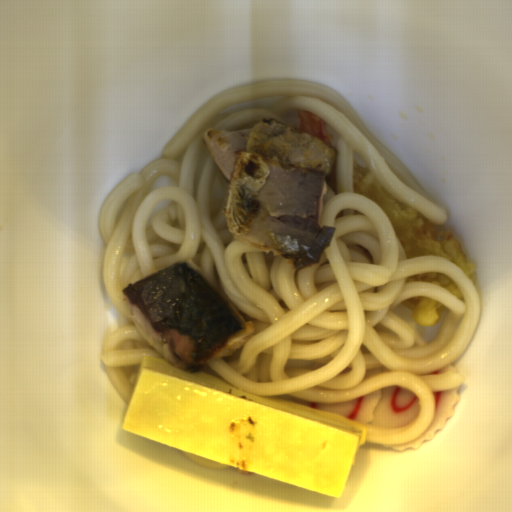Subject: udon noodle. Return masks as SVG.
Wrapping results in <instances>:
<instances>
[{"label":"udon noodle","mask_w":512,"mask_h":512,"mask_svg":"<svg viewBox=\"0 0 512 512\" xmlns=\"http://www.w3.org/2000/svg\"><path fill=\"white\" fill-rule=\"evenodd\" d=\"M325 122L338 152V195L325 194L320 225L335 226L319 263L294 270L282 256L233 239L223 209L228 184L206 147L208 127L252 128L276 119L295 129L299 109ZM140 173L105 198L98 226L107 244L102 276L111 303L129 320L106 337L100 359L129 406L144 357L166 361L159 341L131 315L122 290L169 266L192 261L207 281L252 322L253 336L229 357L205 362L209 373L241 391L282 400L333 403L390 386L420 401L413 422L366 427L365 442L416 441L432 423L433 392L461 387L456 372L428 374L454 361L478 324L474 282L442 256L407 258L381 206L354 193L353 168L366 167L393 196L443 225L449 214L374 135L352 106L326 84L283 78L253 82L205 100ZM439 271L448 290L406 277ZM431 296L447 311L436 325H416L401 301ZM173 366V365H172ZM174 367V366H173Z\"/></svg>","instance_id":"1"},{"label":"udon noodle","mask_w":512,"mask_h":512,"mask_svg":"<svg viewBox=\"0 0 512 512\" xmlns=\"http://www.w3.org/2000/svg\"><path fill=\"white\" fill-rule=\"evenodd\" d=\"M179 449V448H178ZM179 451L191 462L195 463L196 465L208 469H223L227 467H231L222 463H219L217 461L193 454L191 452L179 449Z\"/></svg>","instance_id":"2"}]
</instances>
